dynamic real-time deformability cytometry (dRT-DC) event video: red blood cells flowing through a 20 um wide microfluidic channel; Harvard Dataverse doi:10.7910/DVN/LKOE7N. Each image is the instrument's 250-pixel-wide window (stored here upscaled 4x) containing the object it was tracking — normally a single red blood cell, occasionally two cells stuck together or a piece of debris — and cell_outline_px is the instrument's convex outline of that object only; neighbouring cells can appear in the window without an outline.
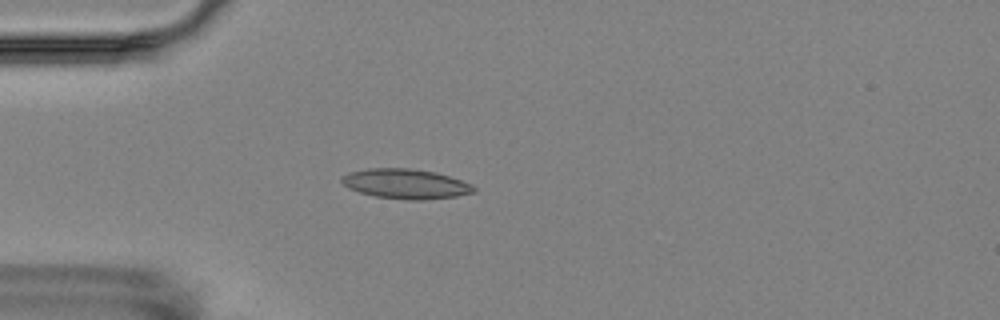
{"species": "Egyptian fruit bat (a non-hibernating species)", "species_latin": "Rousettus aegyptiacus", "temperature_condition": "room temperature", "stored_images_in_passage": 6, "camera_frame_rate_fps": 3000, "um_per_image_px": 0.085, "animal": {"sex": "female"}, "frame": {"image": 1, "passage_image": 5, "time_ms": 5.0, "image_size_px": [1000, 320], "cell_outline_px": [[476, 192], [456, 196], [424, 200], [408, 200], [376, 196], [360, 192], [348, 188], [340, 180], [348, 172], [368, 168], [408, 168], [436, 172], [472, 184], [476, 188]], "centroid_in_image_um": [34.5, 15.62], "position_along_channel_um": 50.5, "area_um2": 22.89}}